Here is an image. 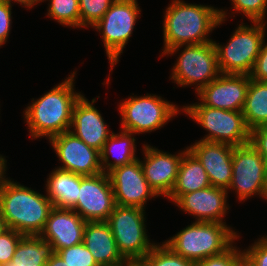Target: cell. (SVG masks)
Instances as JSON below:
<instances>
[{
    "mask_svg": "<svg viewBox=\"0 0 267 266\" xmlns=\"http://www.w3.org/2000/svg\"><path fill=\"white\" fill-rule=\"evenodd\" d=\"M227 12L207 5L185 3L173 0L166 8L163 22L165 53L180 45L203 44L213 41L208 39L210 32L220 26L227 17Z\"/></svg>",
    "mask_w": 267,
    "mask_h": 266,
    "instance_id": "6da1fadb",
    "label": "cell"
},
{
    "mask_svg": "<svg viewBox=\"0 0 267 266\" xmlns=\"http://www.w3.org/2000/svg\"><path fill=\"white\" fill-rule=\"evenodd\" d=\"M76 72L27 106L24 118L33 139L70 131L75 103L82 94L74 92Z\"/></svg>",
    "mask_w": 267,
    "mask_h": 266,
    "instance_id": "7a4b0ae2",
    "label": "cell"
},
{
    "mask_svg": "<svg viewBox=\"0 0 267 266\" xmlns=\"http://www.w3.org/2000/svg\"><path fill=\"white\" fill-rule=\"evenodd\" d=\"M53 208L47 196L18 182L9 180L0 189V215L22 235H40Z\"/></svg>",
    "mask_w": 267,
    "mask_h": 266,
    "instance_id": "3957f363",
    "label": "cell"
},
{
    "mask_svg": "<svg viewBox=\"0 0 267 266\" xmlns=\"http://www.w3.org/2000/svg\"><path fill=\"white\" fill-rule=\"evenodd\" d=\"M239 235L218 222H193L164 243L176 254L194 263L228 250Z\"/></svg>",
    "mask_w": 267,
    "mask_h": 266,
    "instance_id": "277c9868",
    "label": "cell"
},
{
    "mask_svg": "<svg viewBox=\"0 0 267 266\" xmlns=\"http://www.w3.org/2000/svg\"><path fill=\"white\" fill-rule=\"evenodd\" d=\"M241 23L224 46L214 41L220 73L250 75L265 38L266 22Z\"/></svg>",
    "mask_w": 267,
    "mask_h": 266,
    "instance_id": "5b68a950",
    "label": "cell"
},
{
    "mask_svg": "<svg viewBox=\"0 0 267 266\" xmlns=\"http://www.w3.org/2000/svg\"><path fill=\"white\" fill-rule=\"evenodd\" d=\"M181 51L172 68L171 79L179 86H196V93L206 87L219 74L217 50L214 41L203 44L180 45L168 50L165 55ZM199 82V83H198Z\"/></svg>",
    "mask_w": 267,
    "mask_h": 266,
    "instance_id": "8992f818",
    "label": "cell"
},
{
    "mask_svg": "<svg viewBox=\"0 0 267 266\" xmlns=\"http://www.w3.org/2000/svg\"><path fill=\"white\" fill-rule=\"evenodd\" d=\"M182 112L208 131L203 141L241 146L250 143L251 130L242 111H229L205 105L183 106Z\"/></svg>",
    "mask_w": 267,
    "mask_h": 266,
    "instance_id": "52a82bcc",
    "label": "cell"
},
{
    "mask_svg": "<svg viewBox=\"0 0 267 266\" xmlns=\"http://www.w3.org/2000/svg\"><path fill=\"white\" fill-rule=\"evenodd\" d=\"M144 221L143 208L117 204L106 221L119 252L126 260L143 259L156 245L150 242Z\"/></svg>",
    "mask_w": 267,
    "mask_h": 266,
    "instance_id": "ba28073f",
    "label": "cell"
},
{
    "mask_svg": "<svg viewBox=\"0 0 267 266\" xmlns=\"http://www.w3.org/2000/svg\"><path fill=\"white\" fill-rule=\"evenodd\" d=\"M121 128L133 134L162 128L178 114V107L157 95L130 96L119 104Z\"/></svg>",
    "mask_w": 267,
    "mask_h": 266,
    "instance_id": "9c48e42d",
    "label": "cell"
},
{
    "mask_svg": "<svg viewBox=\"0 0 267 266\" xmlns=\"http://www.w3.org/2000/svg\"><path fill=\"white\" fill-rule=\"evenodd\" d=\"M138 6L137 0H116L104 16L92 26L102 34L111 72L133 33L141 12Z\"/></svg>",
    "mask_w": 267,
    "mask_h": 266,
    "instance_id": "30bf717a",
    "label": "cell"
},
{
    "mask_svg": "<svg viewBox=\"0 0 267 266\" xmlns=\"http://www.w3.org/2000/svg\"><path fill=\"white\" fill-rule=\"evenodd\" d=\"M267 178V162L251 143L233 147L232 180L228 187L235 190L239 201L251 196L262 197Z\"/></svg>",
    "mask_w": 267,
    "mask_h": 266,
    "instance_id": "8fae6325",
    "label": "cell"
},
{
    "mask_svg": "<svg viewBox=\"0 0 267 266\" xmlns=\"http://www.w3.org/2000/svg\"><path fill=\"white\" fill-rule=\"evenodd\" d=\"M114 192L109 175L81 176L78 201L71 208L86 222L107 221L115 207Z\"/></svg>",
    "mask_w": 267,
    "mask_h": 266,
    "instance_id": "7c38bea8",
    "label": "cell"
},
{
    "mask_svg": "<svg viewBox=\"0 0 267 266\" xmlns=\"http://www.w3.org/2000/svg\"><path fill=\"white\" fill-rule=\"evenodd\" d=\"M59 160L57 168L81 176H94L102 173L100 151L88 146L72 132L67 131L49 139Z\"/></svg>",
    "mask_w": 267,
    "mask_h": 266,
    "instance_id": "4fadbf2b",
    "label": "cell"
},
{
    "mask_svg": "<svg viewBox=\"0 0 267 266\" xmlns=\"http://www.w3.org/2000/svg\"><path fill=\"white\" fill-rule=\"evenodd\" d=\"M108 175L117 205L145 209L148 198L158 197L144 176L140 159L114 168Z\"/></svg>",
    "mask_w": 267,
    "mask_h": 266,
    "instance_id": "5bb4252c",
    "label": "cell"
},
{
    "mask_svg": "<svg viewBox=\"0 0 267 266\" xmlns=\"http://www.w3.org/2000/svg\"><path fill=\"white\" fill-rule=\"evenodd\" d=\"M249 82V75L220 73L216 79L198 91V99L201 102L191 105H205L216 109L242 111Z\"/></svg>",
    "mask_w": 267,
    "mask_h": 266,
    "instance_id": "9a60e30c",
    "label": "cell"
},
{
    "mask_svg": "<svg viewBox=\"0 0 267 266\" xmlns=\"http://www.w3.org/2000/svg\"><path fill=\"white\" fill-rule=\"evenodd\" d=\"M143 149L145 158L140 163L144 176L158 196L163 195L167 198L176 183L180 161L188 149L178 155H172L145 144Z\"/></svg>",
    "mask_w": 267,
    "mask_h": 266,
    "instance_id": "2e32d148",
    "label": "cell"
},
{
    "mask_svg": "<svg viewBox=\"0 0 267 266\" xmlns=\"http://www.w3.org/2000/svg\"><path fill=\"white\" fill-rule=\"evenodd\" d=\"M233 145L200 140L187 147L207 172L211 186L228 191L232 180Z\"/></svg>",
    "mask_w": 267,
    "mask_h": 266,
    "instance_id": "e0dca14e",
    "label": "cell"
},
{
    "mask_svg": "<svg viewBox=\"0 0 267 266\" xmlns=\"http://www.w3.org/2000/svg\"><path fill=\"white\" fill-rule=\"evenodd\" d=\"M87 222L73 209L54 207L40 236L58 250L83 242Z\"/></svg>",
    "mask_w": 267,
    "mask_h": 266,
    "instance_id": "ac0fdd59",
    "label": "cell"
},
{
    "mask_svg": "<svg viewBox=\"0 0 267 266\" xmlns=\"http://www.w3.org/2000/svg\"><path fill=\"white\" fill-rule=\"evenodd\" d=\"M228 191L210 186L191 193L183 194L174 204L188 214H193L196 222H223L229 209Z\"/></svg>",
    "mask_w": 267,
    "mask_h": 266,
    "instance_id": "d6986e66",
    "label": "cell"
},
{
    "mask_svg": "<svg viewBox=\"0 0 267 266\" xmlns=\"http://www.w3.org/2000/svg\"><path fill=\"white\" fill-rule=\"evenodd\" d=\"M94 102L95 98L91 102L83 95L79 98L73 109L71 124L73 128L70 132L88 146L101 151L113 131L108 129L100 112L93 105Z\"/></svg>",
    "mask_w": 267,
    "mask_h": 266,
    "instance_id": "ffe728a7",
    "label": "cell"
},
{
    "mask_svg": "<svg viewBox=\"0 0 267 266\" xmlns=\"http://www.w3.org/2000/svg\"><path fill=\"white\" fill-rule=\"evenodd\" d=\"M83 243L99 266H122L126 261L119 252L106 221L87 222L83 232Z\"/></svg>",
    "mask_w": 267,
    "mask_h": 266,
    "instance_id": "44dd1931",
    "label": "cell"
},
{
    "mask_svg": "<svg viewBox=\"0 0 267 266\" xmlns=\"http://www.w3.org/2000/svg\"><path fill=\"white\" fill-rule=\"evenodd\" d=\"M207 172L199 160L187 150L180 161L177 180L168 199L175 203L183 194L210 187Z\"/></svg>",
    "mask_w": 267,
    "mask_h": 266,
    "instance_id": "7402d4cb",
    "label": "cell"
},
{
    "mask_svg": "<svg viewBox=\"0 0 267 266\" xmlns=\"http://www.w3.org/2000/svg\"><path fill=\"white\" fill-rule=\"evenodd\" d=\"M46 182V196L54 207L71 209L77 203L81 175L55 168Z\"/></svg>",
    "mask_w": 267,
    "mask_h": 266,
    "instance_id": "603a6c76",
    "label": "cell"
},
{
    "mask_svg": "<svg viewBox=\"0 0 267 266\" xmlns=\"http://www.w3.org/2000/svg\"><path fill=\"white\" fill-rule=\"evenodd\" d=\"M133 136L132 132L122 129L119 134L112 132L100 151L101 168L104 173L108 174L114 168L138 159L135 154L136 140ZM114 154L116 155L115 157L113 156ZM109 155L114 158V161H109Z\"/></svg>",
    "mask_w": 267,
    "mask_h": 266,
    "instance_id": "cb8c5ba5",
    "label": "cell"
},
{
    "mask_svg": "<svg viewBox=\"0 0 267 266\" xmlns=\"http://www.w3.org/2000/svg\"><path fill=\"white\" fill-rule=\"evenodd\" d=\"M54 253L53 246L40 235H24L10 263L15 266H46Z\"/></svg>",
    "mask_w": 267,
    "mask_h": 266,
    "instance_id": "d4e9b609",
    "label": "cell"
},
{
    "mask_svg": "<svg viewBox=\"0 0 267 266\" xmlns=\"http://www.w3.org/2000/svg\"><path fill=\"white\" fill-rule=\"evenodd\" d=\"M242 114L250 130L267 125V81L250 79Z\"/></svg>",
    "mask_w": 267,
    "mask_h": 266,
    "instance_id": "484cf974",
    "label": "cell"
},
{
    "mask_svg": "<svg viewBox=\"0 0 267 266\" xmlns=\"http://www.w3.org/2000/svg\"><path fill=\"white\" fill-rule=\"evenodd\" d=\"M45 0H40L44 2ZM47 16L61 25L80 28L79 0H49Z\"/></svg>",
    "mask_w": 267,
    "mask_h": 266,
    "instance_id": "4316f807",
    "label": "cell"
},
{
    "mask_svg": "<svg viewBox=\"0 0 267 266\" xmlns=\"http://www.w3.org/2000/svg\"><path fill=\"white\" fill-rule=\"evenodd\" d=\"M147 266H194V262L176 254L165 243L156 244L142 259Z\"/></svg>",
    "mask_w": 267,
    "mask_h": 266,
    "instance_id": "83f0119b",
    "label": "cell"
},
{
    "mask_svg": "<svg viewBox=\"0 0 267 266\" xmlns=\"http://www.w3.org/2000/svg\"><path fill=\"white\" fill-rule=\"evenodd\" d=\"M116 0H79L80 28L96 24Z\"/></svg>",
    "mask_w": 267,
    "mask_h": 266,
    "instance_id": "f1b7e54d",
    "label": "cell"
},
{
    "mask_svg": "<svg viewBox=\"0 0 267 266\" xmlns=\"http://www.w3.org/2000/svg\"><path fill=\"white\" fill-rule=\"evenodd\" d=\"M56 253L62 259V266H99L83 242Z\"/></svg>",
    "mask_w": 267,
    "mask_h": 266,
    "instance_id": "f546056e",
    "label": "cell"
},
{
    "mask_svg": "<svg viewBox=\"0 0 267 266\" xmlns=\"http://www.w3.org/2000/svg\"><path fill=\"white\" fill-rule=\"evenodd\" d=\"M233 12H242L251 22H265L267 0H231ZM264 20V21H263Z\"/></svg>",
    "mask_w": 267,
    "mask_h": 266,
    "instance_id": "4dcf8cb0",
    "label": "cell"
},
{
    "mask_svg": "<svg viewBox=\"0 0 267 266\" xmlns=\"http://www.w3.org/2000/svg\"><path fill=\"white\" fill-rule=\"evenodd\" d=\"M23 236L11 228H8L0 235V265L11 261Z\"/></svg>",
    "mask_w": 267,
    "mask_h": 266,
    "instance_id": "1f68e13d",
    "label": "cell"
},
{
    "mask_svg": "<svg viewBox=\"0 0 267 266\" xmlns=\"http://www.w3.org/2000/svg\"><path fill=\"white\" fill-rule=\"evenodd\" d=\"M243 251L233 245L222 254L208 257L196 262L194 266H237L239 259L243 256Z\"/></svg>",
    "mask_w": 267,
    "mask_h": 266,
    "instance_id": "d6a6232c",
    "label": "cell"
},
{
    "mask_svg": "<svg viewBox=\"0 0 267 266\" xmlns=\"http://www.w3.org/2000/svg\"><path fill=\"white\" fill-rule=\"evenodd\" d=\"M243 254L255 266H267V236L258 238L254 245L243 250Z\"/></svg>",
    "mask_w": 267,
    "mask_h": 266,
    "instance_id": "836d02e7",
    "label": "cell"
},
{
    "mask_svg": "<svg viewBox=\"0 0 267 266\" xmlns=\"http://www.w3.org/2000/svg\"><path fill=\"white\" fill-rule=\"evenodd\" d=\"M12 4L0 0V47L7 42L11 30Z\"/></svg>",
    "mask_w": 267,
    "mask_h": 266,
    "instance_id": "e575fe53",
    "label": "cell"
},
{
    "mask_svg": "<svg viewBox=\"0 0 267 266\" xmlns=\"http://www.w3.org/2000/svg\"><path fill=\"white\" fill-rule=\"evenodd\" d=\"M249 76L255 81H267V43L265 44V39Z\"/></svg>",
    "mask_w": 267,
    "mask_h": 266,
    "instance_id": "d590c367",
    "label": "cell"
},
{
    "mask_svg": "<svg viewBox=\"0 0 267 266\" xmlns=\"http://www.w3.org/2000/svg\"><path fill=\"white\" fill-rule=\"evenodd\" d=\"M250 143L267 162V125H262L251 130Z\"/></svg>",
    "mask_w": 267,
    "mask_h": 266,
    "instance_id": "8d00e7d4",
    "label": "cell"
},
{
    "mask_svg": "<svg viewBox=\"0 0 267 266\" xmlns=\"http://www.w3.org/2000/svg\"><path fill=\"white\" fill-rule=\"evenodd\" d=\"M7 160L4 156L0 155V189L10 180L6 178L5 171L7 169Z\"/></svg>",
    "mask_w": 267,
    "mask_h": 266,
    "instance_id": "74e56055",
    "label": "cell"
},
{
    "mask_svg": "<svg viewBox=\"0 0 267 266\" xmlns=\"http://www.w3.org/2000/svg\"><path fill=\"white\" fill-rule=\"evenodd\" d=\"M3 1L10 2V3L17 2L21 5H24L25 7L29 8V9L31 7H33L35 4L40 3V0H14V1L13 0H3Z\"/></svg>",
    "mask_w": 267,
    "mask_h": 266,
    "instance_id": "f35d334b",
    "label": "cell"
},
{
    "mask_svg": "<svg viewBox=\"0 0 267 266\" xmlns=\"http://www.w3.org/2000/svg\"><path fill=\"white\" fill-rule=\"evenodd\" d=\"M46 266H62V259L57 253H54L47 261Z\"/></svg>",
    "mask_w": 267,
    "mask_h": 266,
    "instance_id": "ab89813d",
    "label": "cell"
},
{
    "mask_svg": "<svg viewBox=\"0 0 267 266\" xmlns=\"http://www.w3.org/2000/svg\"><path fill=\"white\" fill-rule=\"evenodd\" d=\"M122 266H147L142 259L126 260Z\"/></svg>",
    "mask_w": 267,
    "mask_h": 266,
    "instance_id": "60d3db41",
    "label": "cell"
},
{
    "mask_svg": "<svg viewBox=\"0 0 267 266\" xmlns=\"http://www.w3.org/2000/svg\"><path fill=\"white\" fill-rule=\"evenodd\" d=\"M237 266H255L245 255H243L238 263Z\"/></svg>",
    "mask_w": 267,
    "mask_h": 266,
    "instance_id": "b9f144b4",
    "label": "cell"
},
{
    "mask_svg": "<svg viewBox=\"0 0 267 266\" xmlns=\"http://www.w3.org/2000/svg\"><path fill=\"white\" fill-rule=\"evenodd\" d=\"M8 229L5 220L0 215V235Z\"/></svg>",
    "mask_w": 267,
    "mask_h": 266,
    "instance_id": "7bdbcfd3",
    "label": "cell"
},
{
    "mask_svg": "<svg viewBox=\"0 0 267 266\" xmlns=\"http://www.w3.org/2000/svg\"><path fill=\"white\" fill-rule=\"evenodd\" d=\"M262 198L267 199V178H266V181H265V186H264Z\"/></svg>",
    "mask_w": 267,
    "mask_h": 266,
    "instance_id": "ee69618b",
    "label": "cell"
},
{
    "mask_svg": "<svg viewBox=\"0 0 267 266\" xmlns=\"http://www.w3.org/2000/svg\"><path fill=\"white\" fill-rule=\"evenodd\" d=\"M0 266H15V265H11L10 262H7V263H4V264H1Z\"/></svg>",
    "mask_w": 267,
    "mask_h": 266,
    "instance_id": "f6af8a7d",
    "label": "cell"
}]
</instances>
